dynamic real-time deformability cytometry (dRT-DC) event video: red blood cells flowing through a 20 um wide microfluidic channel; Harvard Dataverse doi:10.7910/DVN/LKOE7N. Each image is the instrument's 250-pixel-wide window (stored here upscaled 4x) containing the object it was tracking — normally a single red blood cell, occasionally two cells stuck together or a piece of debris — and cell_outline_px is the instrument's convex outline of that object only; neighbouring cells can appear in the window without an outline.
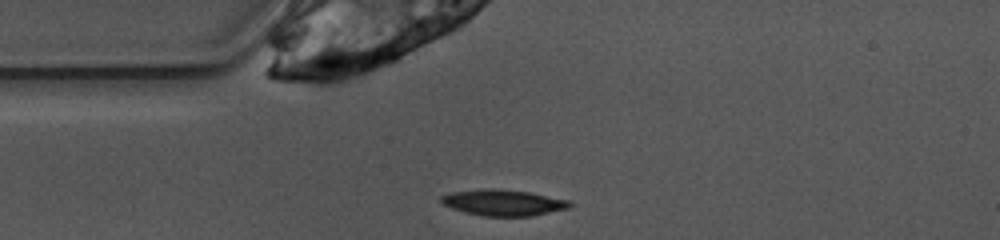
{"species": "common noctule bat (a hibernating species)", "species_latin": "Nyctalus noctula", "temperature_condition": "warm", "stored_images_in_passage": 40, "camera_frame_rate_fps": 3000, "um_per_image_px": 0.085, "animal": {"sex": "female", "body_mass_g": 10.0, "forearm_length_mm": 53.1}, "frame": {"image": 1, "passage_image": 1, "time_ms": 0.0, "image_size_px": [1000, 240], "cell_outline_px": [[572, 204], [568, 208], [532, 216], [480, 216], [464, 212], [452, 208], [444, 204], [440, 200], [440, 196], [452, 192], [480, 188], [500, 188], [528, 192], [568, 200]], "centroid_in_image_um": [42.74, 17.21], "position_along_channel_um": 42.3, "area_um2": 19.59}}
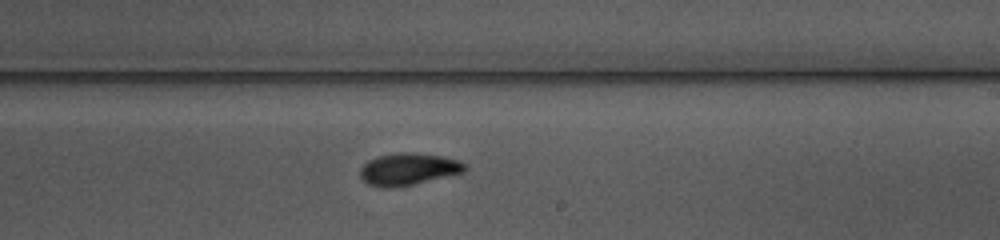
{"frame": {"image": 2, "passage_image": 18, "time_ms": 5.667, "image_size_px": [1000, 240], "cell_outline_px": [[468, 168], [464, 172], [412, 184], [392, 188], [384, 188], [368, 184], [360, 176], [360, 168], [368, 160], [376, 156], [400, 152], [412, 152], [444, 156], [460, 160]], "centroid_in_image_um": [34.7, 14.36], "position_along_channel_um": 254.3, "area_um2": 19.59}}
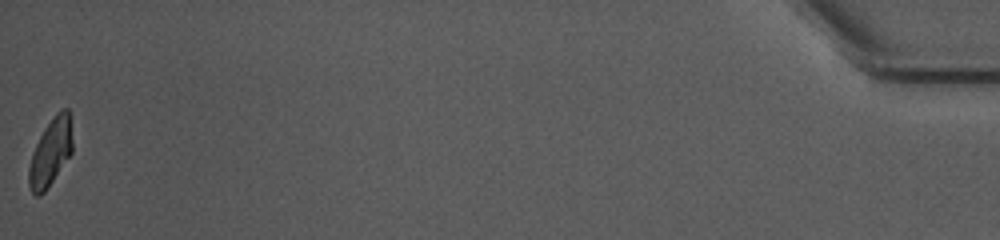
{"frame": {"image": 3, "passage_image": 40, "time_ms": 13.0, "image_size_px": [1000, 240], "cell_outline_px": [[72, 152], [44, 192], [40, 196], [36, 196], [32, 192], [28, 184], [28, 168], [32, 152], [44, 128], [56, 112], [60, 108], [68, 108], [72, 140]], "centroid_in_image_um": [4.28, 12.93], "position_along_channel_um": 430.9, "area_um2": 16.94}, "authors_computed_cell_mechanics": {"area_um2": 18.9006, "velocity_mm_per_s": 3.891, "shape_relaxation_time_tau1_ms": 4.2719, "shape_relaxation_time_tau2_ms": 4.2951, "deformation_change_tau1": 0.1893, "deformation_change_tau2": 0.0707}}